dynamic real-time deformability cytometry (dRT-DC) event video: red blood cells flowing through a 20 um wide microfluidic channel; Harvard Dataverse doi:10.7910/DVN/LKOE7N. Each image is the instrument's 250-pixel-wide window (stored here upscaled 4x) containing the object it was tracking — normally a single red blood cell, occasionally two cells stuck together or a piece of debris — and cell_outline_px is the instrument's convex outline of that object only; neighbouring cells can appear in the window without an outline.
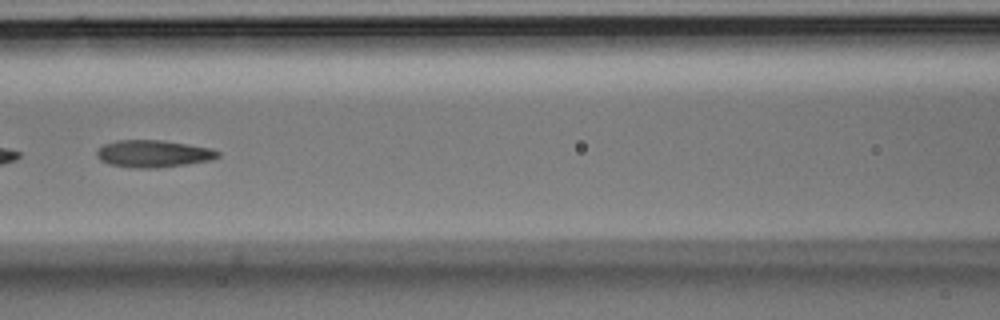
{"species": "Egyptian fruit bat (a non-hibernating species)", "species_latin": "Rousettus aegyptiacus", "temperature_condition": "room temperature", "stored_images_in_passage": 15, "camera_frame_rate_fps": 3000, "um_per_image_px": 0.085, "animal": {"sex": "male"}, "frame": {"image": 1, "passage_image": 11, "time_ms": 3.333, "image_size_px": [1000, 320], "cell_outline_px": [[220, 156], [212, 160], [156, 168], [132, 168], [108, 164], [100, 160], [96, 156], [96, 152], [104, 144], [120, 140], [160, 140], [212, 148], [220, 152]], "centroid_in_image_um": [13.03, 13.07], "position_along_channel_um": 153.6, "area_um2": 19.13}}